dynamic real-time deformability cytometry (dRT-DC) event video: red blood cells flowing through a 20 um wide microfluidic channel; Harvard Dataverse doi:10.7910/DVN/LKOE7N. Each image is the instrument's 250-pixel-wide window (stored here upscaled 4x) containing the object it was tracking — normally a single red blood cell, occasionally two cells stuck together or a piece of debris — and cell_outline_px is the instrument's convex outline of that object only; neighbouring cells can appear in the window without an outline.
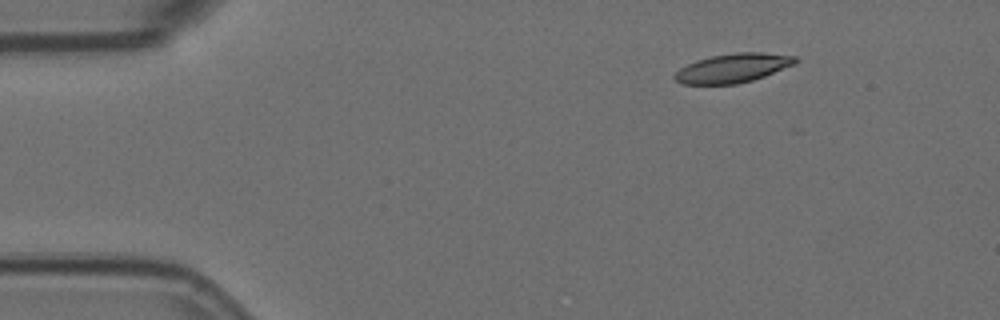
{"species": "Egyptian fruit bat (a non-hibernating species)", "species_latin": "Rousettus aegyptiacus", "temperature_condition": "room temperature", "stored_images_in_passage": 13, "camera_frame_rate_fps": 3000, "um_per_image_px": 0.085, "animal": {"sex": "female"}, "frame": {"image": 1, "passage_image": 2, "time_ms": 0.333, "image_size_px": [1000, 320], "cell_outline_px": [[800, 60], [792, 64], [764, 76], [752, 80], [736, 84], [684, 84], [676, 80], [672, 76], [680, 68], [696, 60], [712, 56], [736, 52], [764, 52], [796, 56]], "centroid_in_image_um": [62.28, 5.77], "position_along_channel_um": 22.7, "area_um2": 20.23}}
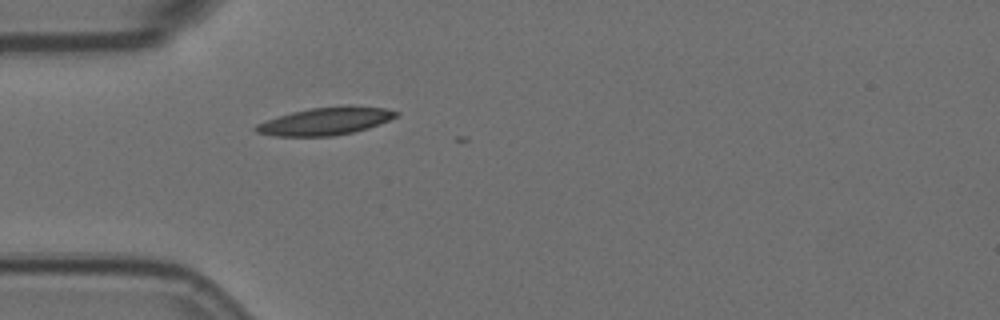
{"frame": {"image": 2, "passage_image": 11, "time_ms": 3.333, "image_size_px": [1000, 320], "cell_outline_px": [[400, 112], [396, 116], [388, 120], [368, 128], [352, 132], [332, 136], [272, 136], [256, 132], [252, 128], [256, 124], [292, 112], [312, 108], [352, 104], [384, 108]], "centroid_in_image_um": [27.67, 10.29], "position_along_channel_um": 57.3, "area_um2": 22.54}}